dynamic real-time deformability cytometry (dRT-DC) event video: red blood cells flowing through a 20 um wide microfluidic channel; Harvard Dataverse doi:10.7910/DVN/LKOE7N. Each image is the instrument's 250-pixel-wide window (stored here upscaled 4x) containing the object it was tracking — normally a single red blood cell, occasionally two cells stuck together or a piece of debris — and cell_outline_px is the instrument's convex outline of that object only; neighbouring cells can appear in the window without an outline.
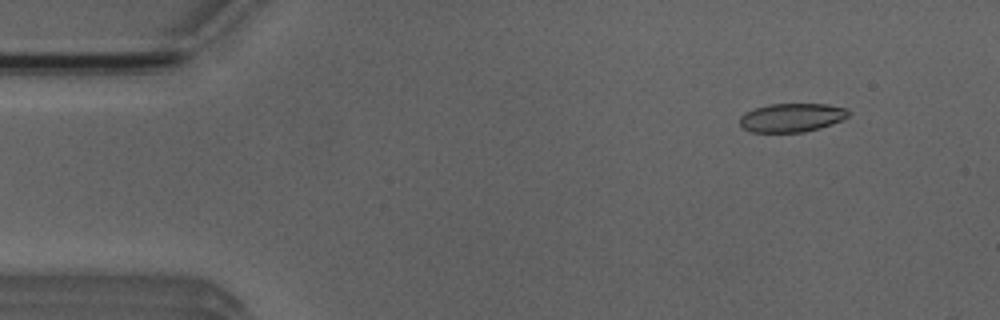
{"species": "Egyptian fruit bat (a non-hibernating species)", "species_latin": "Rousettus aegyptiacus", "temperature_condition": "room temperature", "stored_images_in_passage": 5, "camera_frame_rate_fps": 3000, "um_per_image_px": 0.085, "animal": {"sex": "male"}, "frame": {"image": 1, "passage_image": 1, "time_ms": 0.0, "image_size_px": [1000, 320], "cell_outline_px": [[848, 116], [832, 124], [820, 128], [804, 132], [752, 132], [744, 128], [740, 124], [740, 116], [744, 112], [768, 104], [828, 104], [844, 108], [848, 112]], "centroid_in_image_um": [67.27, 9.99], "position_along_channel_um": 17.7, "area_um2": 18.03}}
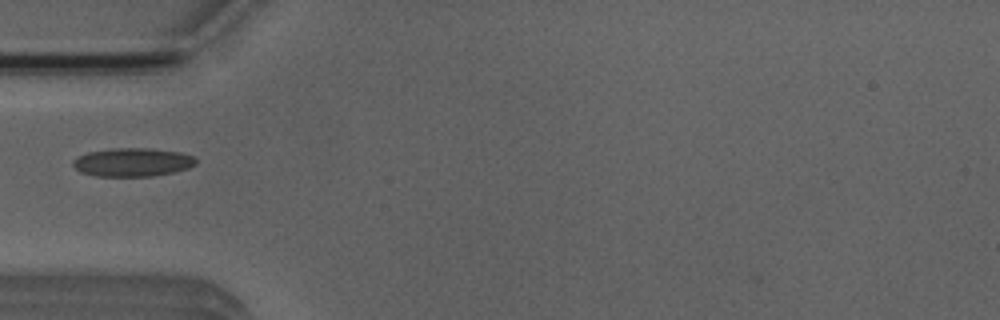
{"frame": {"image": 2, "passage_image": 4, "time_ms": 3.667, "image_size_px": [1000, 320], "cell_outline_px": [[196, 164], [188, 168], [172, 172], [152, 176], [96, 176], [80, 172], [72, 164], [72, 160], [76, 156], [88, 152], [112, 148], [152, 148], [180, 152], [192, 156], [196, 160]], "centroid_in_image_um": [11.23, 13.78], "position_along_channel_um": 73.8, "area_um2": 20.46}}